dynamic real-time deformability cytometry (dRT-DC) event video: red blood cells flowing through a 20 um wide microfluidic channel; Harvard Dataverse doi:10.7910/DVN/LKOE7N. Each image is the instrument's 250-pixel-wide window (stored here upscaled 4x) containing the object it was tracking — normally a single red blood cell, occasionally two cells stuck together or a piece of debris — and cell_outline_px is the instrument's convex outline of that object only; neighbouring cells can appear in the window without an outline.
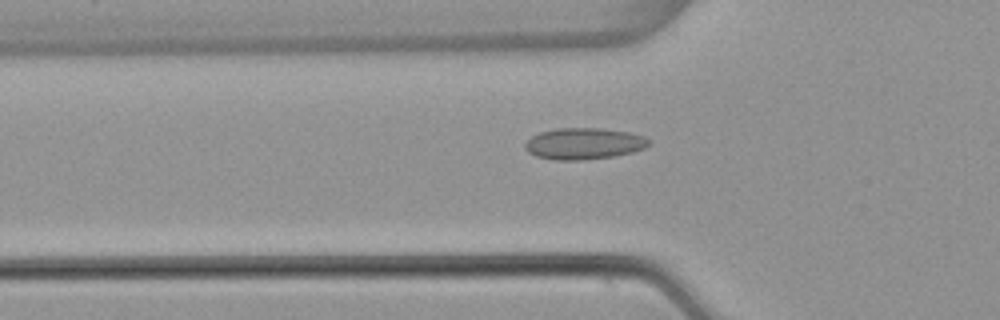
{"species": "common noctule bat (a hibernating species)", "species_latin": "Nyctalus noctula", "temperature_condition": "warm", "stored_images_in_passage": 45, "camera_frame_rate_fps": 3000, "um_per_image_px": 0.085, "animal": {"sex": "female", "body_mass_g": 22.7, "forearm_length_mm": 54.2}, "frame": {"image": 1, "passage_image": 16, "time_ms": 5.0, "image_size_px": [1000, 320], "cell_outline_px": [[652, 140], [644, 148], [632, 152], [616, 156], [584, 160], [552, 160], [536, 156], [528, 152], [524, 148], [524, 144], [532, 136], [540, 132], [556, 128], [600, 128], [628, 132], [644, 136]], "centroid_in_image_um": [49.62, 12.21], "position_along_channel_um": 76.2, "area_um2": 22.83}}
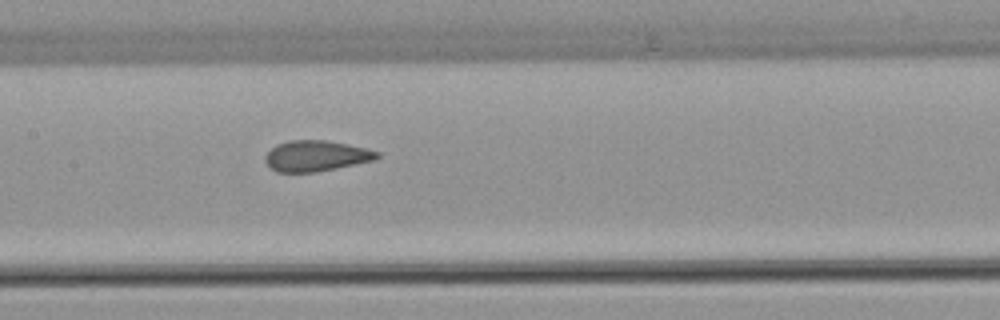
{"frame": {"image": 2, "passage_image": 24, "time_ms": 7.667, "image_size_px": [1000, 320], "cell_outline_px": [[380, 156], [376, 160], [316, 172], [276, 172], [264, 160], [264, 156], [276, 144], [288, 140], [324, 140], [348, 144], [368, 148], [380, 152]], "centroid_in_image_um": [26.89, 13.24], "position_along_channel_um": 180.5, "area_um2": 20.17}}
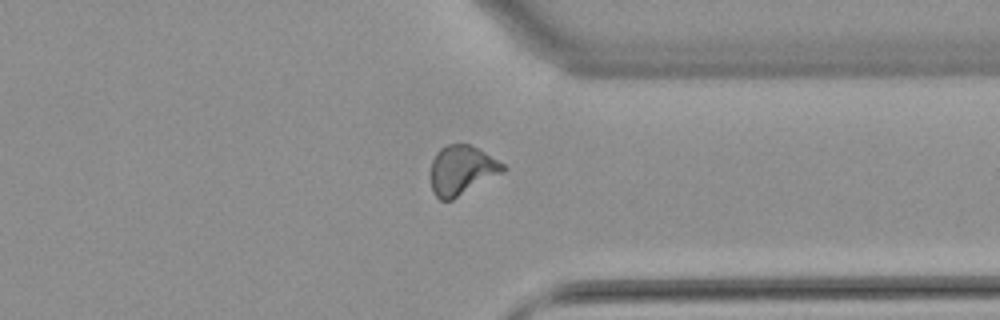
{"frame": {"image": 3, "passage_image": 39, "time_ms": 12.667, "image_size_px": [1000, 320], "cell_outline_px": [[508, 168], [504, 172], [452, 200], [440, 200], [432, 192], [432, 160], [436, 152], [440, 148], [448, 144], [468, 144], [484, 152], [504, 164]], "centroid_in_image_um": [39.26, 14.47], "position_along_channel_um": 372.1, "area_um2": 20.63}}